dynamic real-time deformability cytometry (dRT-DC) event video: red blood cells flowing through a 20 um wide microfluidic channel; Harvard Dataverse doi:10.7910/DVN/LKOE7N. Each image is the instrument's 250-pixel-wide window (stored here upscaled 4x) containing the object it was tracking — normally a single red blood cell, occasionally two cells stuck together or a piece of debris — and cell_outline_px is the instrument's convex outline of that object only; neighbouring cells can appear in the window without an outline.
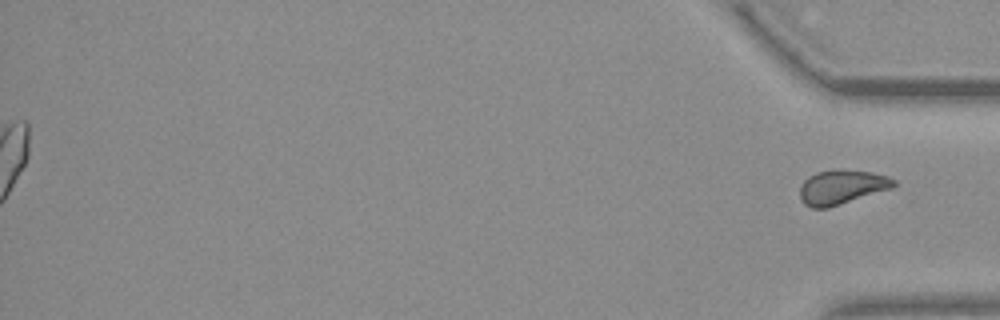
{"species": "common noctule bat (a hibernating species)", "species_latin": "Nyctalus noctula", "temperature_condition": "warm", "stored_images_in_passage": 45, "segment_of_instrument_passage": [2, 2], "camera_frame_rate_fps": 3000, "um_per_image_px": 0.085, "animal": {"sex": "female", "body_mass_g": 19.3, "forearm_length_mm": 54.1}, "frame": {"image": 1, "passage_image": 45, "time_ms": 14.667, "image_size_px": [1000, 320], "cell_outline_px": [[896, 184], [892, 188], [828, 208], [812, 208], [804, 204], [800, 200], [800, 184], [808, 176], [816, 172], [840, 168], [872, 172], [888, 176], [896, 180]], "centroid_in_image_um": [71.53, 15.88], "position_along_channel_um": 363.7, "area_um2": 19.07}}